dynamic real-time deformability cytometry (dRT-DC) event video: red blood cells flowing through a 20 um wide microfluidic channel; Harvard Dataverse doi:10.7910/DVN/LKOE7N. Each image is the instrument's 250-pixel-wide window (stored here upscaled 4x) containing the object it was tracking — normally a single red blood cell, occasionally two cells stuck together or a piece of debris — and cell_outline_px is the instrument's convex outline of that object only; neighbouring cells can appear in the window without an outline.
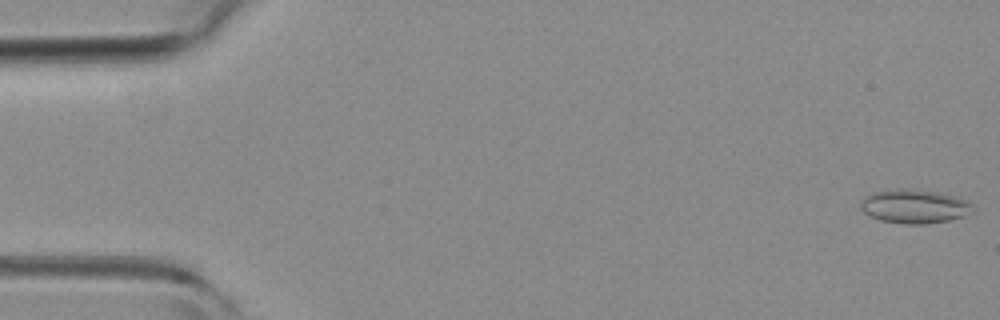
{"species": "common noctule bat (a hibernating species)", "species_latin": "Nyctalus noctula", "temperature_condition": "room temperature", "stored_images_in_passage": 18, "camera_frame_rate_fps": 3000, "um_per_image_px": 0.085, "animal": {"sex": "female", "body_mass_g": 19.3, "forearm_length_mm": 54.1}, "frame": {"image": 1, "passage_image": 1, "time_ms": 0.0, "image_size_px": [1000, 320], "cell_outline_px": [[976, 208], [964, 216], [948, 220], [924, 224], [904, 224], [880, 220], [864, 212], [860, 208], [860, 200], [864, 196], [872, 192], [888, 188], [912, 188], [940, 192], [956, 196], [968, 200]], "centroid_in_image_um": [77.71, 17.51], "position_along_channel_um": 7.3, "area_um2": 22.66}}
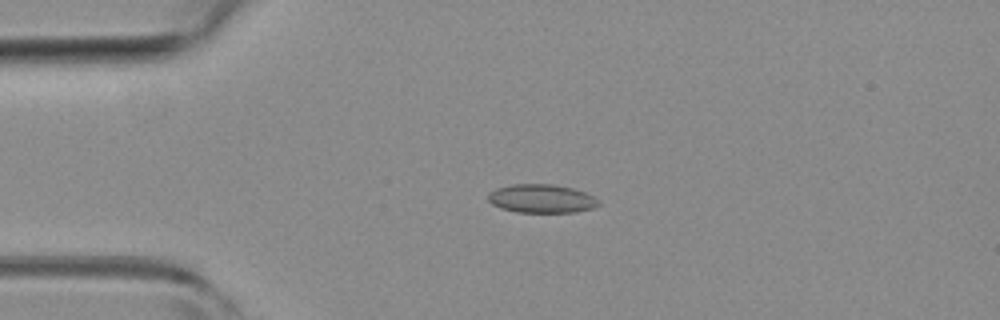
{"frame": {"image": 2, "passage_image": 12, "time_ms": 3.667, "image_size_px": [1000, 320], "cell_outline_px": [[600, 204], [592, 208], [576, 212], [516, 212], [500, 208], [492, 204], [488, 200], [488, 192], [496, 188], [512, 184], [552, 184], [572, 188], [584, 192], [600, 200]], "centroid_in_image_um": [46.01, 16.88], "position_along_channel_um": 39.0, "area_um2": 18.44}}
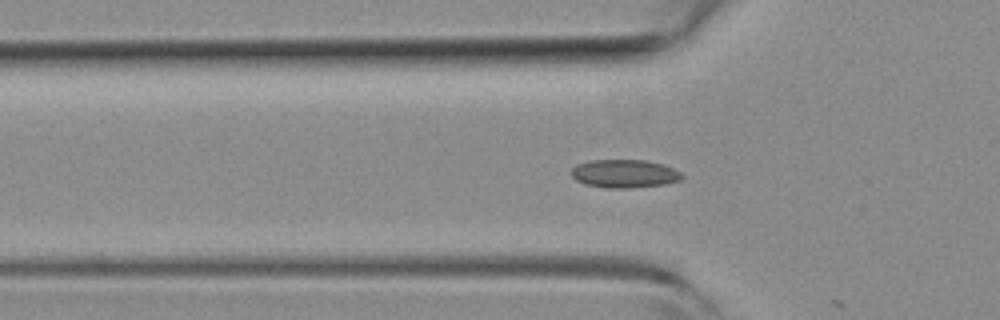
{"frame": {"image": 3, "passage_image": 17, "time_ms": 5.333, "image_size_px": [1000, 320], "cell_outline_px": [[684, 176], [680, 180], [664, 184], [628, 188], [608, 188], [584, 184], [576, 180], [572, 176], [572, 168], [576, 164], [588, 160], [648, 160], [664, 164], [680, 172]], "centroid_in_image_um": [53.07, 14.75], "position_along_channel_um": 72.7, "area_um2": 18.26}}